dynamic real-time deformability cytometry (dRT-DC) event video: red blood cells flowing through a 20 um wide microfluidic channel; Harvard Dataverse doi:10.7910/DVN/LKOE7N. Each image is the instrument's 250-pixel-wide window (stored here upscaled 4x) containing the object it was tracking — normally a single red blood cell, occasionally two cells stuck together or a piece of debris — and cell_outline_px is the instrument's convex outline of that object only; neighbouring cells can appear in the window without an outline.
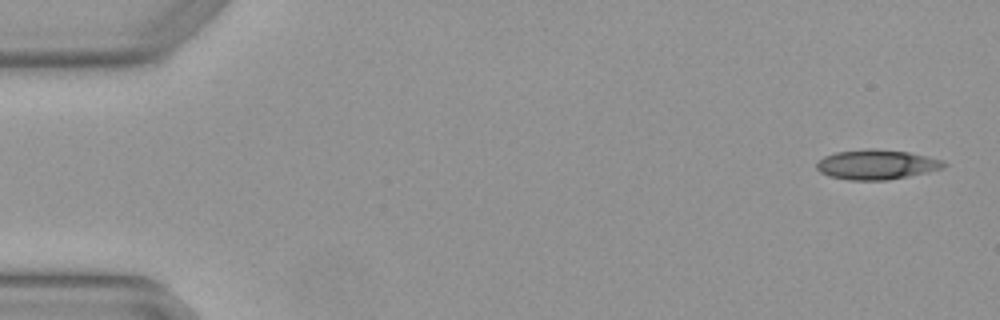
{"species": "Egyptian fruit bat (a non-hibernating species)", "species_latin": "Rousettus aegyptiacus", "temperature_condition": "warm", "stored_images_in_passage": 4, "camera_frame_rate_fps": 3000, "um_per_image_px": 0.085, "animal": {"sex": "female"}, "frame": {"image": 1, "passage_image": 1, "time_ms": 0.0, "image_size_px": [1000, 320], "cell_outline_px": [[948, 164], [940, 168], [908, 176], [888, 180], [848, 180], [828, 176], [820, 172], [816, 168], [816, 164], [824, 156], [836, 152], [868, 148], [872, 148], [908, 152], [944, 160]], "centroid_in_image_um": [74.47, 13.98], "position_along_channel_um": 10.5, "area_um2": 21.96}}
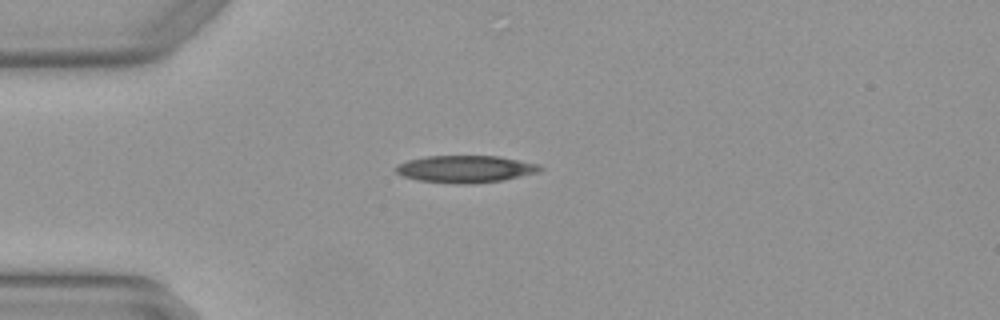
{"frame": {"image": 2, "passage_image": 4, "time_ms": 1.0, "image_size_px": [1000, 320], "cell_outline_px": [[544, 168], [540, 172], [504, 180], [472, 184], [456, 184], [416, 180], [404, 176], [396, 172], [396, 168], [400, 164], [408, 160], [428, 156], [496, 156], [536, 164]], "centroid_in_image_um": [39.57, 14.38], "position_along_channel_um": 45.4, "area_um2": 22.66}}